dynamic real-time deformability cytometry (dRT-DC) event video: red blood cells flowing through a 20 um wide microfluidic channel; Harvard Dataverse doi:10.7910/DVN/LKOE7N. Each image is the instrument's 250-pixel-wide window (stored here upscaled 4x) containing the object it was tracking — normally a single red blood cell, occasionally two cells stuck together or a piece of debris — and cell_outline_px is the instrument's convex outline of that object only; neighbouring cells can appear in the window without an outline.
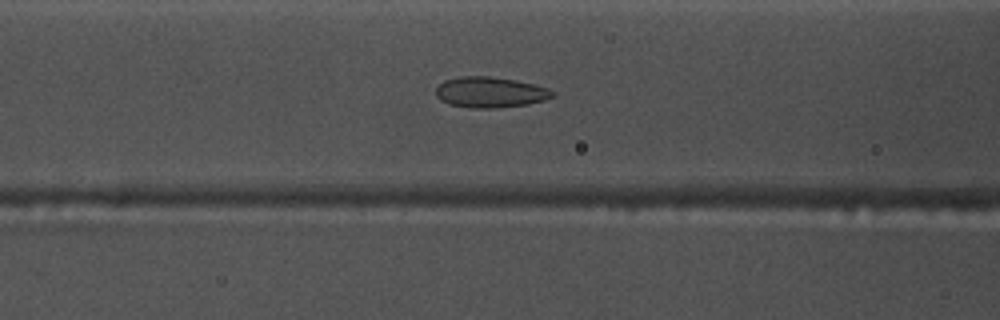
{"species": "common noctule bat (a hibernating species)", "species_latin": "Nyctalus noctula", "temperature_condition": "warm", "stored_images_in_passage": 54, "camera_frame_rate_fps": 3000, "um_per_image_px": 0.085, "animal": {"sex": "male", "body_mass_g": 17.5, "forearm_length_mm": 52.3}, "frame": {"image": 1, "passage_image": 21, "time_ms": 6.667, "image_size_px": [1000, 320], "cell_outline_px": [[556, 96], [544, 100], [528, 104], [496, 108], [472, 108], [448, 104], [440, 100], [436, 96], [436, 88], [444, 80], [460, 76], [488, 76], [512, 80], [532, 84], [548, 88]], "centroid_in_image_um": [41.63, 7.85], "position_along_channel_um": 125.0, "area_um2": 20.75}}
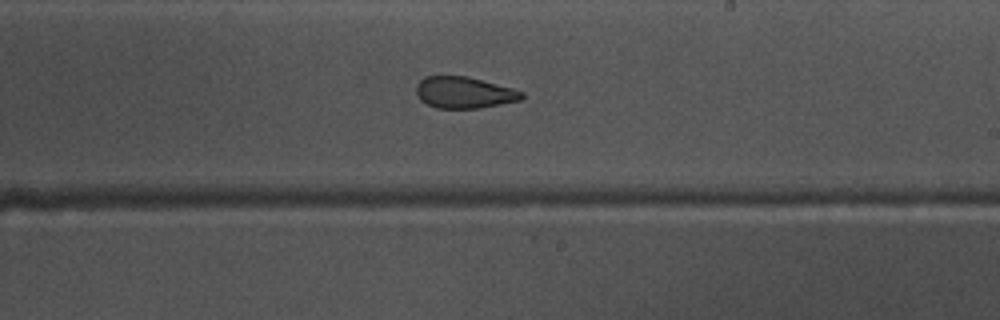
{"frame": {"image": 2, "passage_image": 31, "time_ms": 10.0, "image_size_px": [1000, 320], "cell_outline_px": [[524, 96], [520, 100], [480, 108], [436, 108], [420, 100], [416, 92], [416, 84], [424, 76], [468, 76], [512, 88], [524, 92]], "centroid_in_image_um": [39.43, 7.86], "position_along_channel_um": 249.6, "area_um2": 19.36}}
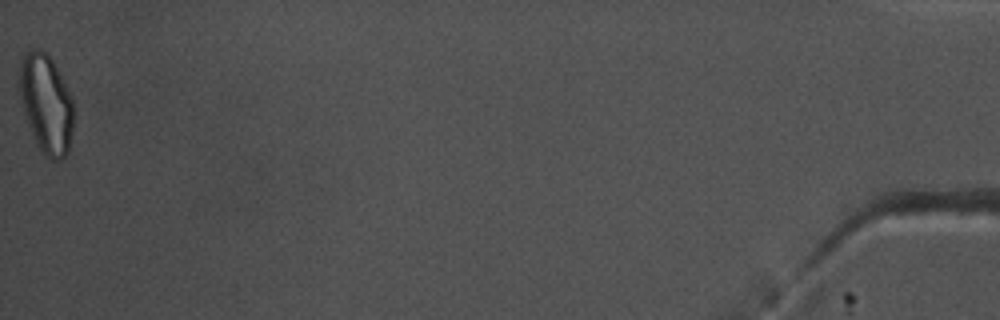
{"frame": {"image": 3, "passage_image": 54, "time_ms": 17.667, "image_size_px": [1000, 320], "cell_outline_px": [[72, 128], [68, 152], [60, 160], [52, 160], [44, 156], [32, 132], [24, 112], [20, 96], [20, 60], [32, 48], [40, 48], [52, 60], [72, 96]], "centroid_in_image_um": [3.93, 8.81], "position_along_channel_um": 431.3, "area_um2": 30.58}, "authors_computed_cell_mechanics": {"area_um2": 22.2241, "velocity_mm_per_s": 3.7495, "shape_relaxation_time_tau1_ms": null, "shape_relaxation_time_tau2_ms": 1.8854, "deformation_change_tau1": null, "deformation_change_tau2": 0.0928}}